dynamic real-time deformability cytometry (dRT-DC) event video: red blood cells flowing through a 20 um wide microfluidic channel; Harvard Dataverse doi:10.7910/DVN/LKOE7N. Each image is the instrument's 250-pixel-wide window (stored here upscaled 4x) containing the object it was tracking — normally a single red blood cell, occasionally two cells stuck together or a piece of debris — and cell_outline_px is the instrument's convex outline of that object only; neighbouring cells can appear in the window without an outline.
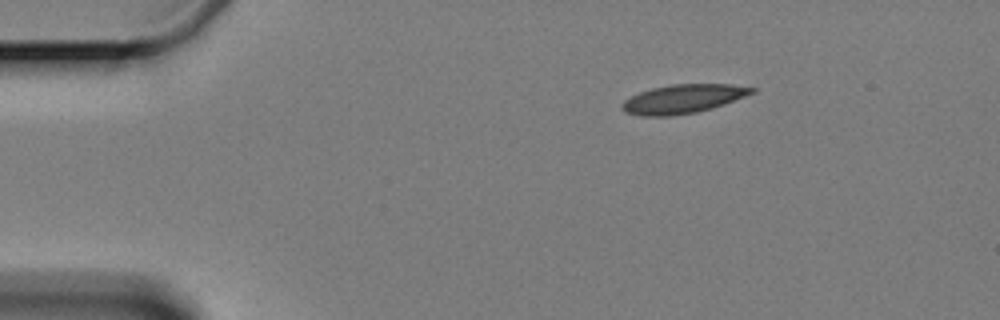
{"species": "Egyptian fruit bat (a non-hibernating species)", "species_latin": "Rousettus aegyptiacus", "temperature_condition": "cold", "stored_images_in_passage": 7, "camera_frame_rate_fps": 3000, "um_per_image_px": 0.085, "animal": {"sex": "female"}, "frame": {"image": 1, "passage_image": 1, "time_ms": 0.0, "image_size_px": [1000, 320], "cell_outline_px": [[756, 92], [724, 104], [712, 108], [696, 112], [668, 116], [640, 116], [624, 112], [620, 108], [624, 100], [640, 92], [652, 88], [672, 84], [732, 84], [756, 88]], "centroid_in_image_um": [58.05, 8.4], "position_along_channel_um": 26.9, "area_um2": 21.79}}
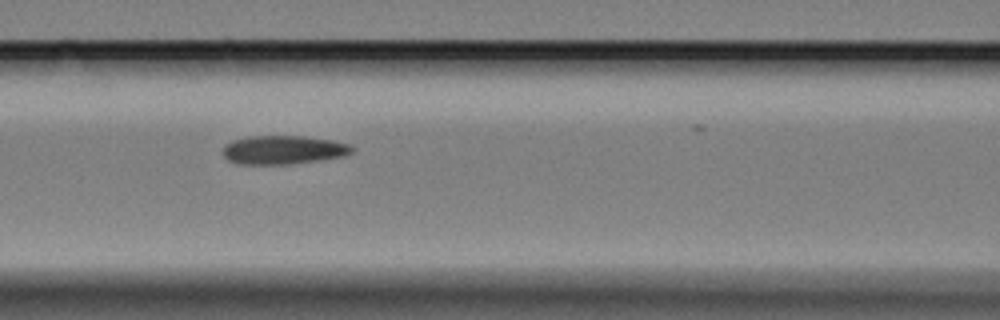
{"frame": {"image": 2, "passage_image": 5, "time_ms": 5.333, "image_size_px": [1000, 320], "cell_outline_px": [[356, 148], [352, 152], [340, 156], [316, 160], [288, 164], [240, 164], [228, 160], [224, 156], [224, 144], [232, 140], [244, 136], [304, 136], [332, 140], [348, 144]], "centroid_in_image_um": [24.04, 12.72], "position_along_channel_um": 142.6, "area_um2": 21.44}}
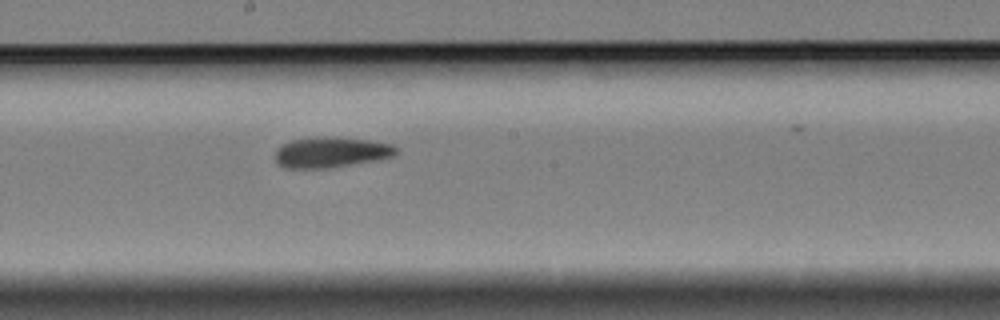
{"frame": {"image": 3, "passage_image": 7, "time_ms": 7.667, "image_size_px": [1000, 320], "cell_outline_px": [[400, 148], [392, 156], [376, 160], [328, 168], [284, 168], [276, 160], [276, 152], [284, 144], [292, 140], [316, 136], [324, 136], [368, 140], [392, 144]], "centroid_in_image_um": [28.16, 12.94], "position_along_channel_um": 220.0, "area_um2": 21.33}}